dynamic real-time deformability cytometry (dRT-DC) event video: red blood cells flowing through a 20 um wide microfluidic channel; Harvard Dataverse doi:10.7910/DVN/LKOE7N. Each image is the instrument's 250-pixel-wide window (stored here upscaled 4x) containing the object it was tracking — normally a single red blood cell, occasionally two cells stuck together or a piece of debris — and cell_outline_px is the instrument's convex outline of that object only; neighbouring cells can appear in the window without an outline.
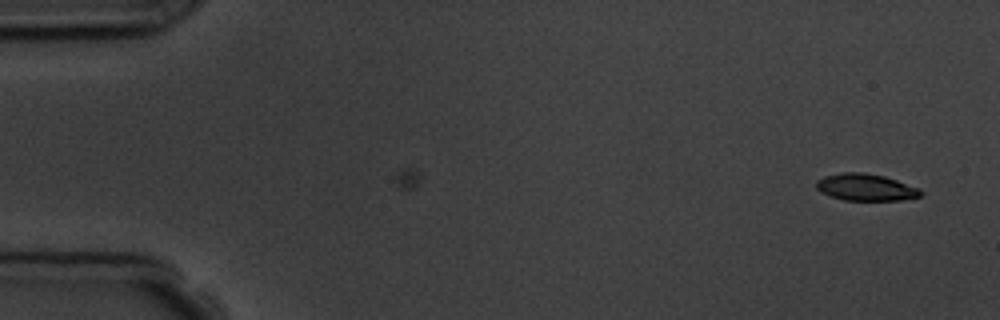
{"species": "common noctule bat (a hibernating species)", "species_latin": "Nyctalus noctula", "temperature_condition": "room temperature", "stored_images_in_passage": 5, "camera_frame_rate_fps": 3000, "um_per_image_px": 0.085, "animal": {"sex": "male", "body_mass_g": 19.5, "forearm_length_mm": 54.6}, "frame": {"image": 1, "passage_image": 5, "time_ms": 4.667, "image_size_px": [1000, 320], "cell_outline_px": [[924, 192], [920, 196], [900, 200], [844, 200], [820, 192], [816, 188], [816, 180], [824, 176], [840, 172], [864, 172], [884, 176], [920, 188]], "centroid_in_image_um": [73.58, 15.91], "position_along_channel_um": 11.4, "area_um2": 16.42}}